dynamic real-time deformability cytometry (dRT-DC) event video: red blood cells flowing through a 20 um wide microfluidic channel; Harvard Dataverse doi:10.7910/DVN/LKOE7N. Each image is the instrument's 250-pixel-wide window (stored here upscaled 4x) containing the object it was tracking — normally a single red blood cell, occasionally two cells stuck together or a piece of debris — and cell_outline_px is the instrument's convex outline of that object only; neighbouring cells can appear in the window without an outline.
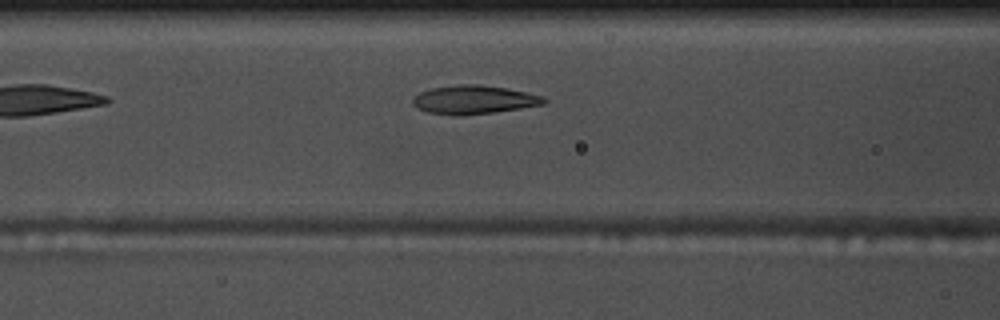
{"species": "common noctule bat (a hibernating species)", "species_latin": "Nyctalus noctula", "temperature_condition": "warm", "stored_images_in_passage": 39, "camera_frame_rate_fps": 3000, "um_per_image_px": 0.085, "animal": {"sex": "male", "body_mass_g": 17.5, "forearm_length_mm": 52.3}, "frame": {"image": 1, "passage_image": 5, "time_ms": 1.333, "image_size_px": [1000, 320], "cell_outline_px": [[548, 100], [544, 104], [520, 108], [492, 112], [456, 116], [452, 116], [428, 112], [416, 108], [412, 104], [412, 100], [420, 92], [432, 88], [460, 84], [480, 84], [508, 88], [544, 96]], "centroid_in_image_um": [40.28, 8.47], "position_along_channel_um": 126.3, "area_um2": 21.91}}
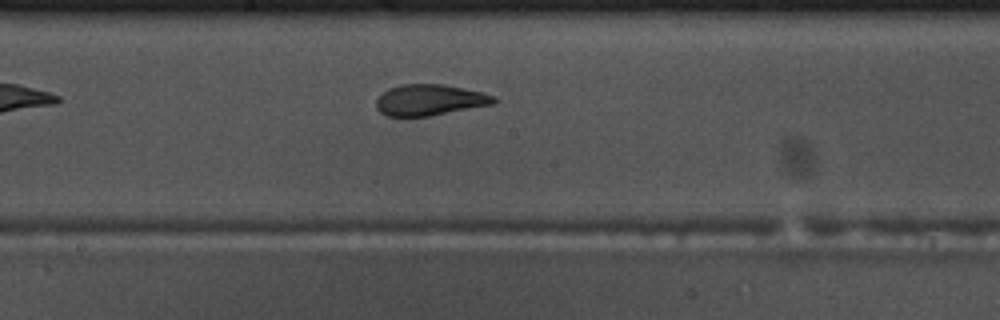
{"frame": {"image": 2, "passage_image": 12, "time_ms": 3.667, "image_size_px": [1000, 320], "cell_outline_px": [[496, 104], [428, 116], [388, 116], [380, 112], [376, 108], [376, 100], [388, 88], [400, 84], [444, 84], [464, 88], [496, 96]], "centroid_in_image_um": [36.54, 8.49], "position_along_channel_um": 211.7, "area_um2": 21.33}}
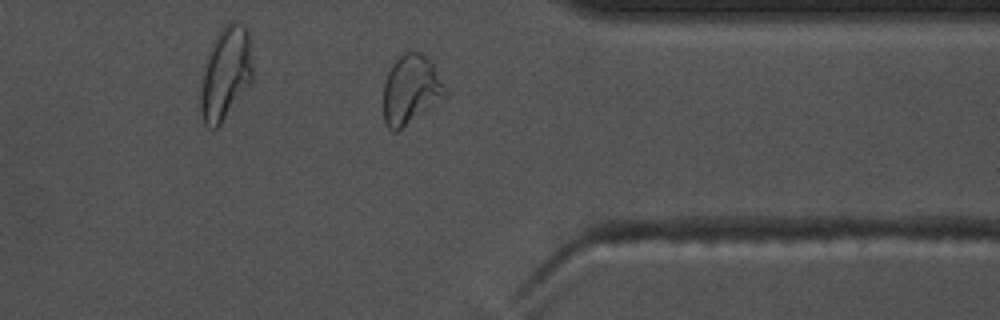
{"frame": {"image": 3, "passage_image": 26, "time_ms": 8.333, "image_size_px": [1000, 320], "cell_outline_px": [[448, 96], [396, 132], [392, 132], [388, 128], [384, 120], [384, 84], [388, 72], [392, 64], [408, 48], [420, 52], [432, 60], [448, 92]], "centroid_in_image_um": [34.95, 7.58], "position_along_channel_um": 376.5, "area_um2": 25.32}}